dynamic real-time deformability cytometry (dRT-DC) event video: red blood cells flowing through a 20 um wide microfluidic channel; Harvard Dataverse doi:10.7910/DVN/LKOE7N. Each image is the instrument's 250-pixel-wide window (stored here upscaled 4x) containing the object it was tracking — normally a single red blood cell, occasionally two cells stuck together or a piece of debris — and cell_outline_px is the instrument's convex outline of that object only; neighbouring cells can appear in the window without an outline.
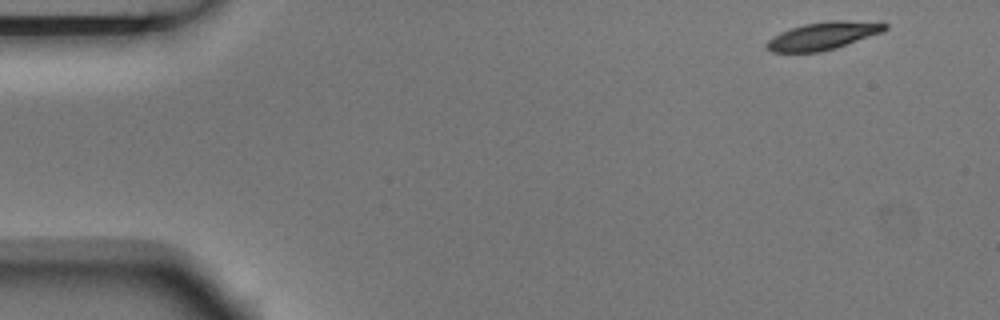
{"species": "Egyptian fruit bat (a non-hibernating species)", "species_latin": "Rousettus aegyptiacus", "temperature_condition": "room temperature", "stored_images_in_passage": 9, "camera_frame_rate_fps": 3000, "um_per_image_px": 0.085, "animal": {"sex": "male"}, "frame": {"image": 1, "passage_image": 1, "time_ms": 0.0, "image_size_px": [1000, 320], "cell_outline_px": [[888, 28], [884, 32], [836, 48], [820, 52], [772, 52], [764, 44], [768, 40], [780, 32], [804, 24], [828, 20], [844, 20], [888, 24]], "centroid_in_image_um": [69.97, 3.05], "position_along_channel_um": 15.0, "area_um2": 19.02}}
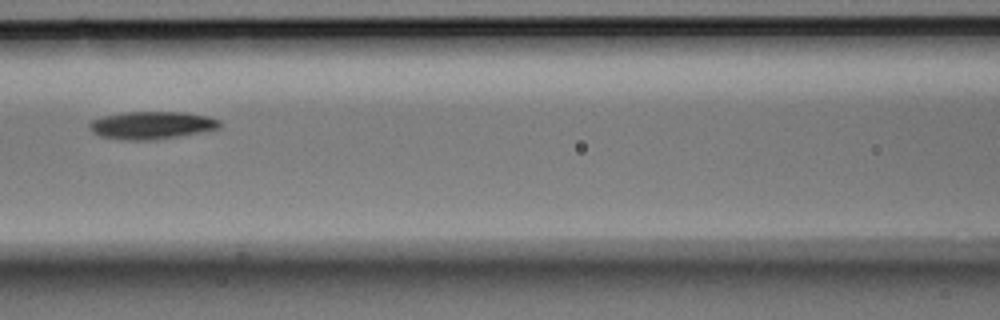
{"frame": {"image": 2, "passage_image": 6, "time_ms": 1.667, "image_size_px": [1000, 320], "cell_outline_px": [[220, 128], [204, 132], [148, 140], [124, 140], [100, 136], [92, 132], [88, 128], [88, 124], [92, 120], [104, 116], [124, 112], [184, 112], [208, 116], [220, 120]], "centroid_in_image_um": [12.89, 10.64], "position_along_channel_um": 153.7, "area_um2": 20.98}}
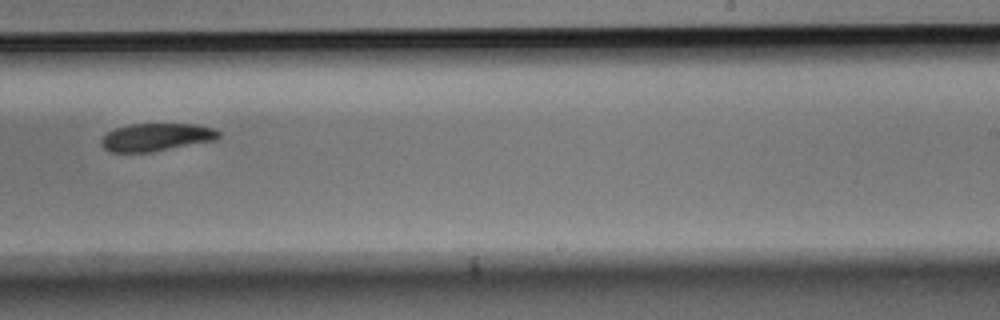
{"frame": {"image": 3, "passage_image": 9, "time_ms": 2.667, "image_size_px": [1000, 320], "cell_outline_px": [[220, 136], [216, 140], [152, 152], [112, 152], [104, 148], [100, 144], [100, 140], [108, 132], [116, 128], [132, 124], [196, 124], [216, 128], [220, 132]], "centroid_in_image_um": [13.32, 11.66], "position_along_channel_um": 275.7, "area_um2": 19.07}}